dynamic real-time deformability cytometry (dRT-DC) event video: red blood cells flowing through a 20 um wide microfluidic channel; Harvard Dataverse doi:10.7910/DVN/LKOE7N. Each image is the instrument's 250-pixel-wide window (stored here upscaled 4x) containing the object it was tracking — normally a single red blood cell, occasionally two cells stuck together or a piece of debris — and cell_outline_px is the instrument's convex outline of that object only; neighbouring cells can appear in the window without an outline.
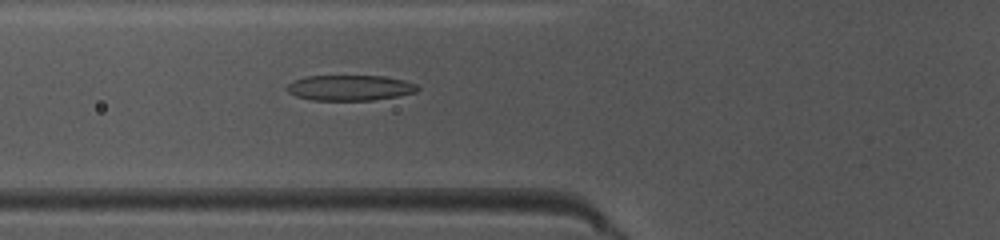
{"species": "common noctule bat (a hibernating species)", "species_latin": "Nyctalus noctula", "temperature_condition": "warm", "stored_images_in_passage": 34, "camera_frame_rate_fps": 3000, "um_per_image_px": 0.085, "animal": {"sex": "female", "body_mass_g": 10.0, "forearm_length_mm": 53.1}, "frame": {"image": 1, "passage_image": 7, "time_ms": 2.0, "image_size_px": [1000, 240], "cell_outline_px": [[420, 88], [416, 92], [396, 96], [372, 100], [312, 100], [296, 96], [288, 92], [288, 84], [292, 80], [308, 76], [384, 76], [404, 80], [416, 84]], "centroid_in_image_um": [29.74, 7.46], "position_along_channel_um": 96.1, "area_um2": 19.31}}
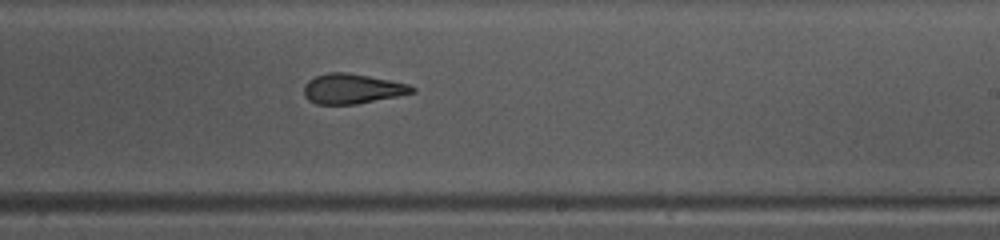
{"frame": {"image": 2, "passage_image": 19, "time_ms": 6.0, "image_size_px": [1000, 240], "cell_outline_px": [[416, 92], [356, 104], [316, 104], [308, 100], [304, 96], [304, 84], [308, 80], [316, 76], [328, 72], [348, 72], [408, 84], [416, 88]], "centroid_in_image_um": [29.9, 7.54], "position_along_channel_um": 259.1, "area_um2": 18.79}}
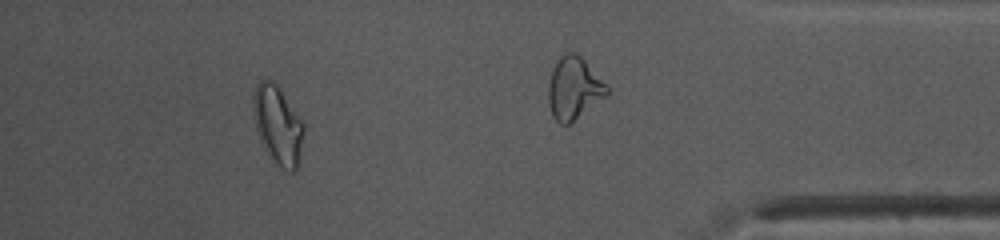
{"frame": {"image": 3, "passage_image": 29, "time_ms": 9.333, "image_size_px": [1000, 240], "cell_outline_px": [[304, 128], [300, 164], [292, 172], [272, 164], [256, 128], [252, 108], [252, 96], [256, 84], [260, 80], [272, 80], [280, 88], [304, 124]], "centroid_in_image_um": [23.61, 10.65], "position_along_channel_um": 411.6, "area_um2": 23.35}, "authors_computed_cell_mechanics": {"area_um2": 19.7098, "velocity_mm_per_s": 4.0473, "shape_relaxation_time_tau1_ms": 6.7226, "shape_relaxation_time_tau2_ms": 3.6954, "deformation_change_tau1": 0.2446, "deformation_change_tau2": 0.1091}}